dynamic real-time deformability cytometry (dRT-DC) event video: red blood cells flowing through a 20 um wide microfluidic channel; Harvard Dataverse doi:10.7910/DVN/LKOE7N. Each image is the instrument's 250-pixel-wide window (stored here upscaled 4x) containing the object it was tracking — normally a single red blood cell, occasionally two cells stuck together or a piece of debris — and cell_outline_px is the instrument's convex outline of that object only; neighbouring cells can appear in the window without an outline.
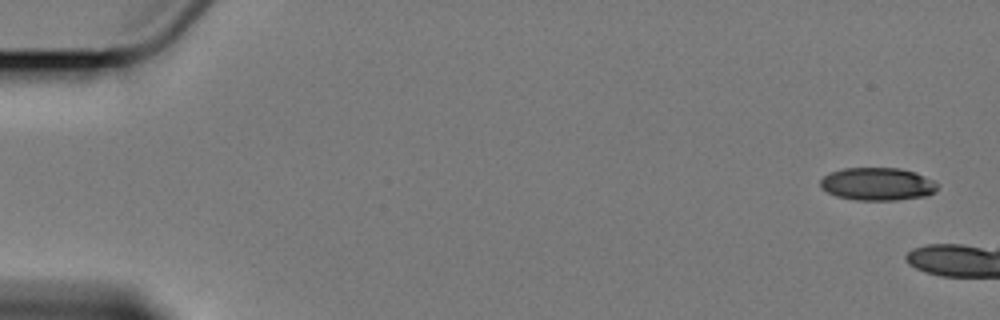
{"species": "Egyptian fruit bat (a non-hibernating species)", "species_latin": "Rousettus aegyptiacus", "temperature_condition": "cold", "stored_images_in_passage": 3, "camera_frame_rate_fps": 3000, "um_per_image_px": 0.085, "animal": {"sex": "female"}, "frame": {"image": 1, "passage_image": 1, "time_ms": 0.0, "image_size_px": [1000, 320], "cell_outline_px": [[940, 184], [936, 192], [928, 196], [896, 200], [856, 200], [836, 196], [820, 188], [820, 180], [824, 176], [832, 172], [844, 168], [900, 168], [916, 172]], "centroid_in_image_um": [74.62, 15.65], "position_along_channel_um": 10.4, "area_um2": 22.6}}